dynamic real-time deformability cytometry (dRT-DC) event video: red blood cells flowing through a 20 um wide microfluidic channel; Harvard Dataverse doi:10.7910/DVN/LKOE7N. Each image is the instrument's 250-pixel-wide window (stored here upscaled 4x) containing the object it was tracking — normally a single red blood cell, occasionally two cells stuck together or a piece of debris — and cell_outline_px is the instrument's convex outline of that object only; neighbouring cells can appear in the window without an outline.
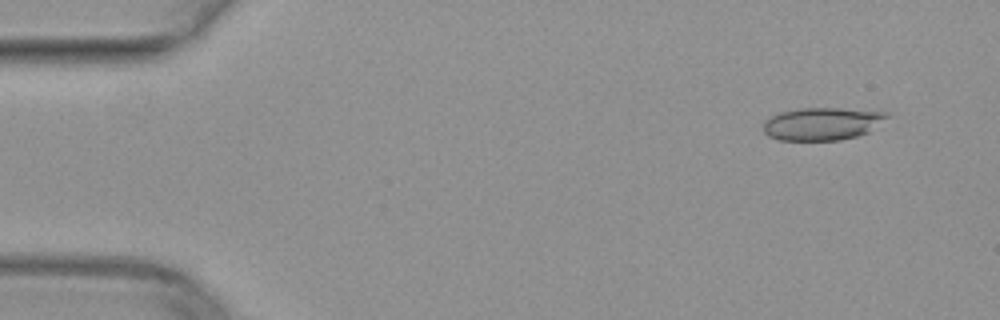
{"species": "common noctule bat (a hibernating species)", "species_latin": "Nyctalus noctula", "temperature_condition": "warm", "stored_images_in_passage": 19, "camera_frame_rate_fps": 3000, "um_per_image_px": 0.085, "animal": {"sex": "female", "body_mass_g": 29.2, "forearm_length_mm": 56.3}, "frame": {"image": 1, "passage_image": 1, "time_ms": 0.0, "image_size_px": [1000, 320], "cell_outline_px": [[892, 116], [868, 132], [856, 136], [840, 140], [780, 140], [768, 136], [764, 132], [764, 120], [780, 112], [800, 108], [840, 108], [888, 112]], "centroid_in_image_um": [69.92, 10.51], "position_along_channel_um": 15.1, "area_um2": 23.64}}
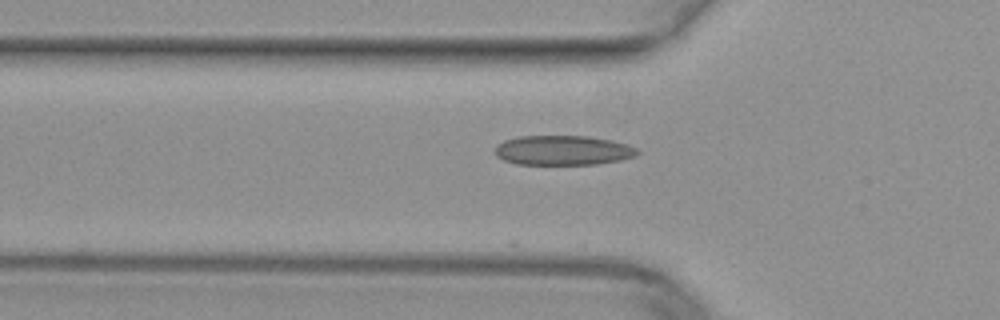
{"frame": {"image": 2, "passage_image": 14, "time_ms": 4.333, "image_size_px": [1000, 320], "cell_outline_px": [[640, 152], [636, 156], [620, 160], [596, 164], [516, 164], [504, 160], [496, 156], [496, 144], [504, 140], [520, 136], [588, 136], [612, 140], [628, 144], [636, 148]], "centroid_in_image_um": [47.86, 12.77], "position_along_channel_um": 77.9, "area_um2": 24.68}}
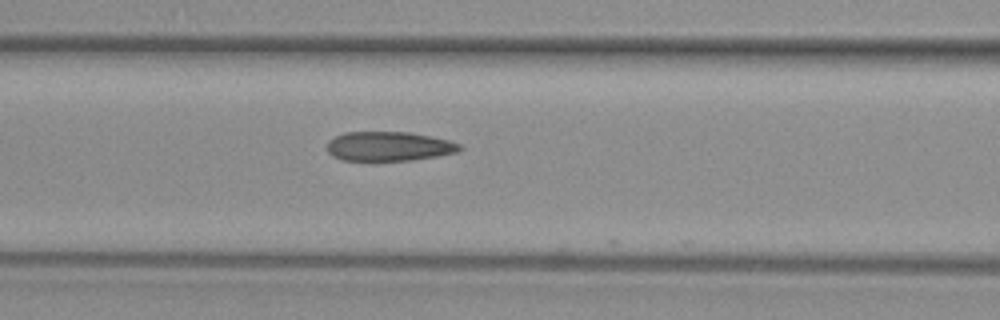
{"frame": {"image": 3, "passage_image": 18, "time_ms": 5.667, "image_size_px": [1000, 320], "cell_outline_px": [[464, 148], [456, 152], [436, 156], [412, 160], [340, 160], [332, 156], [328, 152], [328, 140], [344, 132], [408, 132], [448, 140], [460, 144]], "centroid_in_image_um": [33.03, 12.43], "position_along_channel_um": 133.6, "area_um2": 22.54}}